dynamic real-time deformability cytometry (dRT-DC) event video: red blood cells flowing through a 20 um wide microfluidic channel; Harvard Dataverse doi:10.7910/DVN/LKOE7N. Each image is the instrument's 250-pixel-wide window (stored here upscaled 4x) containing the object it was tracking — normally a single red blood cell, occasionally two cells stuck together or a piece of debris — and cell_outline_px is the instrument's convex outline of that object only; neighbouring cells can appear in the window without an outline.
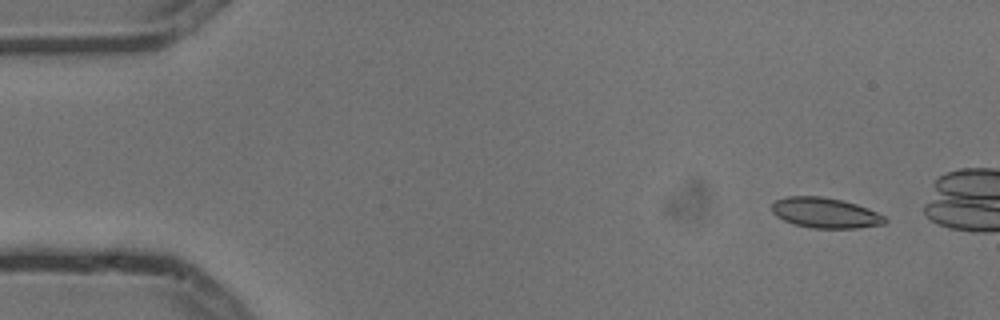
{"species": "common noctule bat (a hibernating species)", "species_latin": "Nyctalus noctula", "temperature_condition": "cold", "stored_images_in_passage": 6, "segment_of_instrument_passage": [2, 2], "camera_frame_rate_fps": 3000, "um_per_image_px": 0.085, "animal": {"sex": "male", "body_mass_g": 13.3}, "frame": {"image": 1, "passage_image": 6, "time_ms": 1.667, "image_size_px": [1000, 320], "cell_outline_px": [[888, 220], [884, 224], [856, 228], [812, 228], [792, 224], [776, 216], [772, 212], [772, 204], [776, 200], [788, 196], [820, 196], [840, 200], [856, 204], [868, 208], [884, 216]], "centroid_in_image_um": [70.13, 18.1], "position_along_channel_um": 14.9, "area_um2": 19.94}}